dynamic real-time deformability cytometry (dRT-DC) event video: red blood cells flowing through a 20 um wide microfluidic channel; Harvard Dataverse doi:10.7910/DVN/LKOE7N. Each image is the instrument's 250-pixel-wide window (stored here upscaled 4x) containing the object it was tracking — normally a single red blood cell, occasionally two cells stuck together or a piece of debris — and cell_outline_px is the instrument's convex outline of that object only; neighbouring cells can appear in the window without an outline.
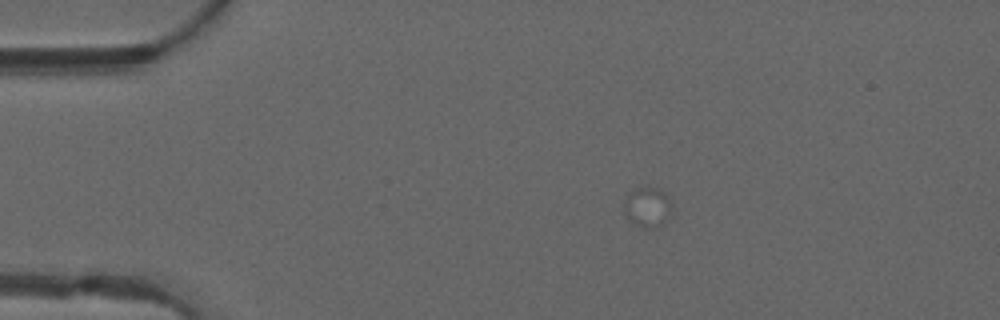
{"species": "common noctule bat (a hibernating species)", "species_latin": "Nyctalus noctula", "temperature_condition": "warm", "stored_images_in_passage": 7, "camera_frame_rate_fps": 3000, "um_per_image_px": 0.085, "animal": {"sex": "male", "forearm_length_mm": 52.5}, "frame": {"image": 1, "passage_image": 1, "time_ms": 0.0, "image_size_px": [1000, 320], "cell_outline_px": [[672, 208], [668, 216], [660, 224], [652, 228], [644, 228], [632, 224], [624, 216], [624, 204], [628, 192], [640, 188], [656, 188], [664, 192], [668, 196], [672, 204]], "centroid_in_image_um": [55.0, 17.62], "position_along_channel_um": 30.0, "area_um2": 11.1}}